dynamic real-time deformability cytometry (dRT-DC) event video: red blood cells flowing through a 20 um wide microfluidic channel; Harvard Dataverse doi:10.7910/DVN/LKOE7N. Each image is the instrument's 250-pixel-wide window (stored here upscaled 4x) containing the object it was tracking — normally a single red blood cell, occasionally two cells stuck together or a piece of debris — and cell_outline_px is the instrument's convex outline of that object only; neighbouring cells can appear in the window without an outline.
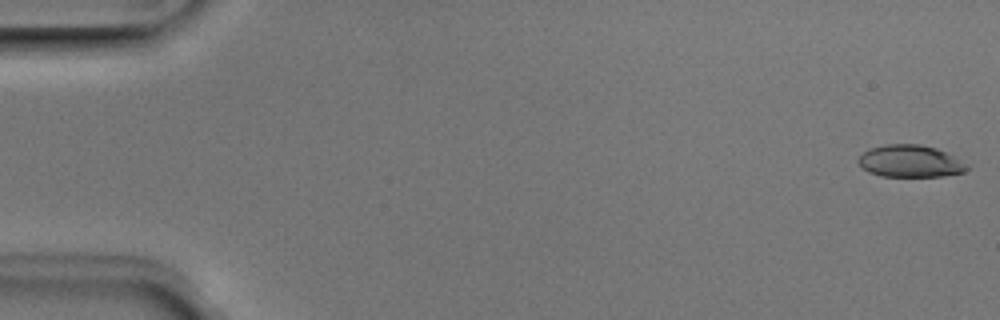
{"species": "Egyptian fruit bat (a non-hibernating species)", "species_latin": "Rousettus aegyptiacus", "temperature_condition": "room temperature", "stored_images_in_passage": 51, "camera_frame_rate_fps": 3000, "um_per_image_px": 0.085, "animal": {"sex": "male"}, "frame": {"image": 1, "passage_image": 1, "time_ms": 0.0, "image_size_px": [1000, 320], "cell_outline_px": [[968, 168], [964, 172], [944, 176], [880, 176], [868, 172], [856, 160], [868, 148], [884, 144], [920, 144], [936, 148], [948, 152], [968, 164]], "centroid_in_image_um": [77.38, 13.69], "position_along_channel_um": 7.6, "area_um2": 20.52}}
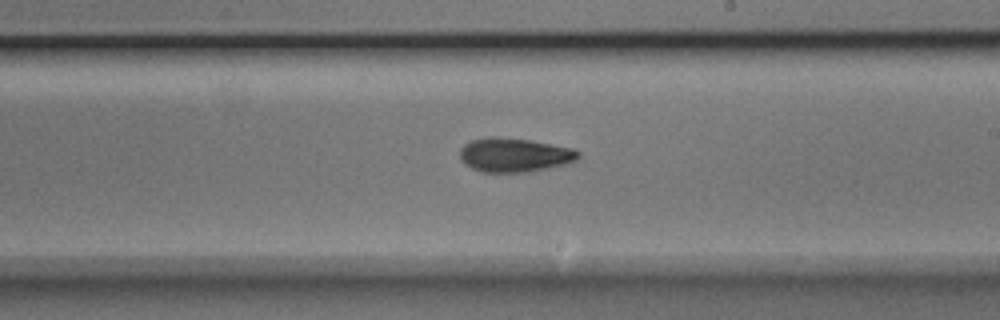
{"frame": {"image": 2, "passage_image": 30, "time_ms": 9.667, "image_size_px": [1000, 320], "cell_outline_px": [[580, 156], [576, 160], [564, 164], [528, 172], [480, 172], [464, 164], [460, 160], [460, 148], [464, 144], [472, 140], [488, 136], [500, 136], [528, 140], [572, 148], [580, 152]], "centroid_in_image_um": [43.67, 13.16], "position_along_channel_um": 245.3, "area_um2": 23.52}}
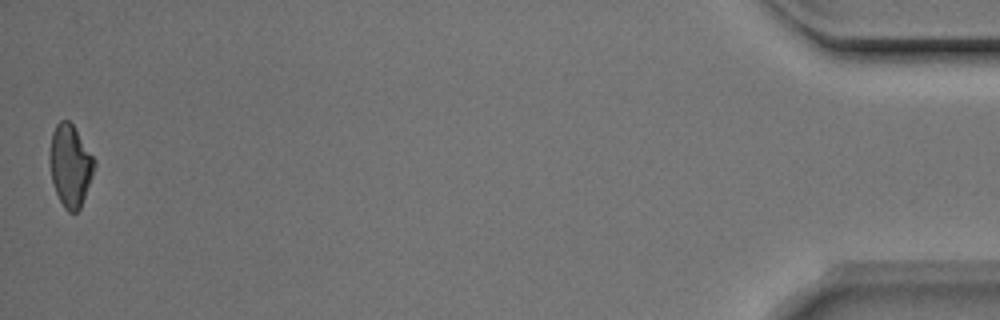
{"frame": {"image": 3, "passage_image": 51, "time_ms": 16.667, "image_size_px": [1000, 320], "cell_outline_px": [[96, 164], [92, 176], [80, 208], [76, 212], [68, 212], [64, 208], [56, 192], [52, 180], [48, 160], [48, 156], [52, 132], [56, 124], [60, 120], [68, 120], [72, 124], [96, 160]], "centroid_in_image_um": [5.95, 14.05], "position_along_channel_um": 429.2, "area_um2": 21.33}, "authors_computed_cell_mechanics": {"area_um2": 22.0218, "velocity_mm_per_s": 3.9583, "shape_relaxation_time_tau1_ms": 3.7238, "shape_relaxation_time_tau2_ms": 5.1846, "deformation_change_tau1": 0.1356, "deformation_change_tau2": 0.1287}}